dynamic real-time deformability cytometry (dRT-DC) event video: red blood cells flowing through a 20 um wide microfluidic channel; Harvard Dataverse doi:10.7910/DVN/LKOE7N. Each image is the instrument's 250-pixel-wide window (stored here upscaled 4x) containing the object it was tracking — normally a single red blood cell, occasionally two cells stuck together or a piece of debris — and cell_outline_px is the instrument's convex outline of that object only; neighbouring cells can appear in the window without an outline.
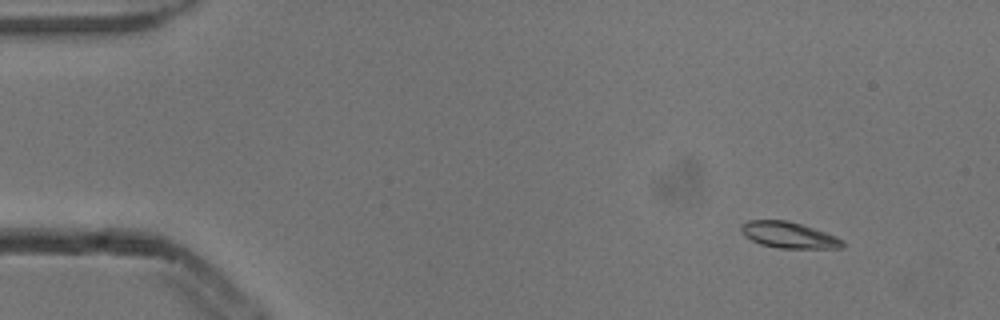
{"species": "common noctule bat (a hibernating species)", "species_latin": "Nyctalus noctula", "temperature_condition": "cold", "stored_images_in_passage": 4, "camera_frame_rate_fps": 3000, "um_per_image_px": 0.085, "animal": {"sex": "male", "body_mass_g": 13.3}, "frame": {"image": 1, "passage_image": 2, "time_ms": 0.333, "image_size_px": [1000, 320], "cell_outline_px": [[844, 248], [776, 248], [760, 244], [744, 236], [740, 232], [740, 224], [748, 220], [788, 220], [836, 236], [844, 240]], "centroid_in_image_um": [67.01, 19.98], "position_along_channel_um": 18.0, "area_um2": 15.55}}
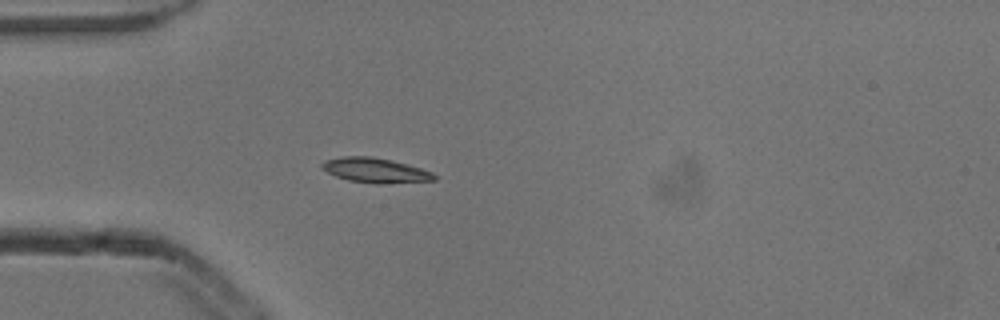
{"frame": {"image": 2, "passage_image": 4, "time_ms": 1.0, "image_size_px": [1000, 320], "cell_outline_px": [[436, 180], [380, 184], [376, 184], [348, 180], [336, 176], [320, 168], [320, 164], [324, 160], [340, 156], [372, 156], [392, 160], [408, 164], [432, 172], [436, 176]], "centroid_in_image_um": [31.87, 14.47], "position_along_channel_um": 53.1, "area_um2": 16.36}}